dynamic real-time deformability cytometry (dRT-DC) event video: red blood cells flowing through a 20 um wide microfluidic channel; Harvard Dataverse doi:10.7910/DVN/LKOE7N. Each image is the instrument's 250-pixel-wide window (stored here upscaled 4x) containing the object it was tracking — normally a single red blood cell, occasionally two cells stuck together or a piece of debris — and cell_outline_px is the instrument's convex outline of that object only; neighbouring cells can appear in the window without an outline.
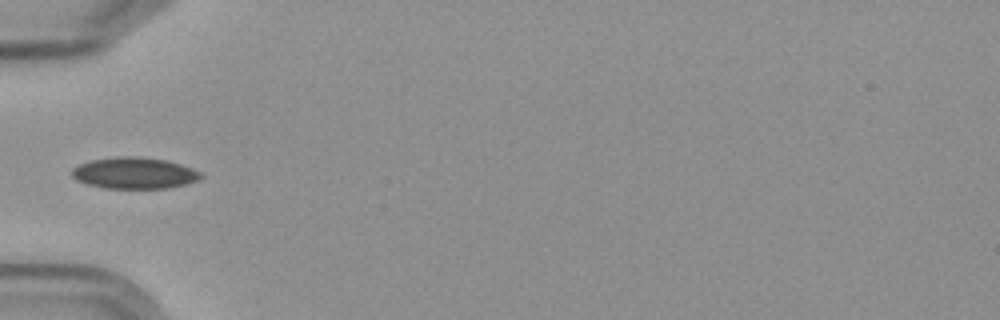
{"species": "Egyptian fruit bat (a non-hibernating species)", "species_latin": "Rousettus aegyptiacus", "temperature_condition": "cold", "stored_images_in_passage": 2, "camera_frame_rate_fps": 3000, "um_per_image_px": 0.085, "frame": {"image": 1, "passage_image": 2, "time_ms": 1.333, "image_size_px": [1000, 320], "cell_outline_px": [[204, 176], [196, 180], [184, 184], [168, 188], [104, 188], [88, 184], [76, 180], [72, 176], [72, 168], [80, 164], [92, 160], [120, 156], [132, 156], [164, 160], [180, 164], [192, 168], [200, 172]], "centroid_in_image_um": [11.4, 14.71], "position_along_channel_um": 73.6, "area_um2": 23.29}}